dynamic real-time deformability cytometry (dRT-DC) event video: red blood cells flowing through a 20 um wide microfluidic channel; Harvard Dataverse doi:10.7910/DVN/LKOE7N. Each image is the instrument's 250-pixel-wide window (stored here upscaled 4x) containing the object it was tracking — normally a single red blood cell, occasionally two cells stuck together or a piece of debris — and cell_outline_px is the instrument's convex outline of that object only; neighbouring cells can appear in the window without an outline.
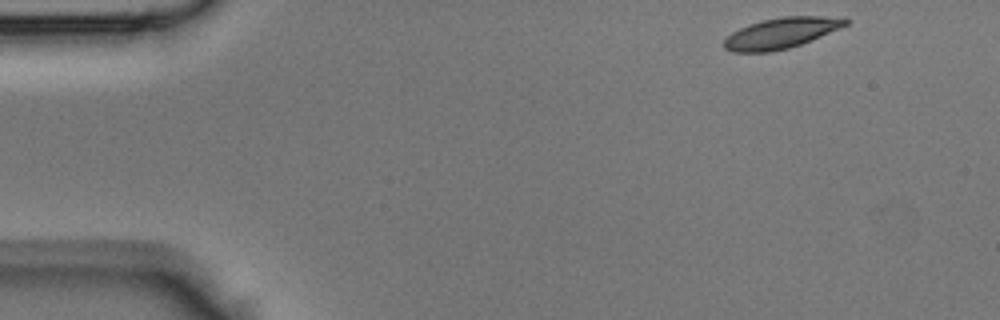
{"species": "Egyptian fruit bat (a non-hibernating species)", "species_latin": "Rousettus aegyptiacus", "temperature_condition": "room temperature", "stored_images_in_passage": 40, "camera_frame_rate_fps": 3000, "um_per_image_px": 0.085, "animal": {"sex": "male"}, "frame": {"image": 1, "passage_image": 1, "time_ms": 0.0, "image_size_px": [1000, 320], "cell_outline_px": [[848, 24], [800, 44], [788, 48], [772, 52], [732, 52], [724, 48], [724, 40], [732, 32], [748, 24], [780, 16], [820, 16], [848, 20]], "centroid_in_image_um": [66.31, 2.82], "position_along_channel_um": 18.7, "area_um2": 21.27}}
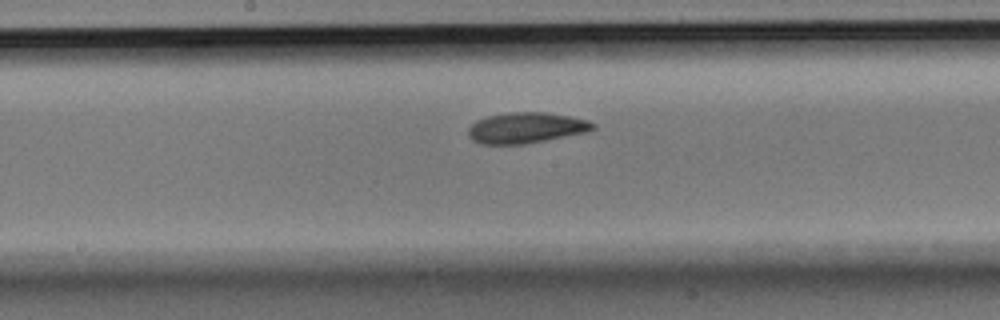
{"frame": {"image": 2, "passage_image": 19, "time_ms": 6.0, "image_size_px": [1000, 320], "cell_outline_px": [[596, 128], [588, 132], [524, 144], [480, 144], [472, 140], [468, 136], [468, 128], [476, 120], [488, 116], [508, 112], [544, 112], [568, 116], [588, 120], [596, 124]], "centroid_in_image_um": [44.71, 10.86], "position_along_channel_um": 203.5, "area_um2": 22.43}}
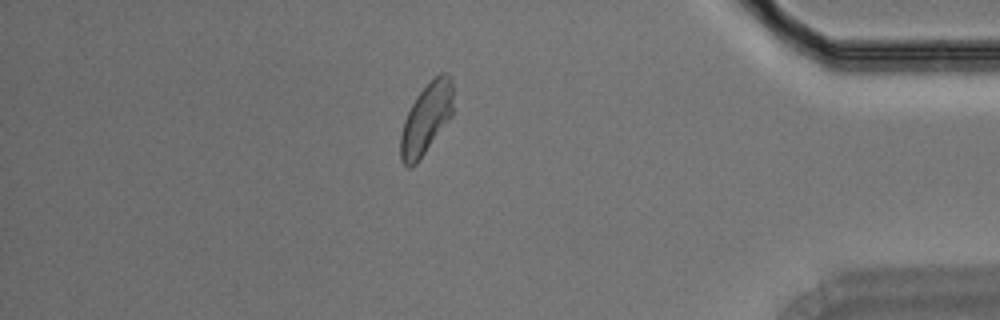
{"frame": {"image": 3, "passage_image": 34, "time_ms": 11.0, "image_size_px": [1000, 320], "cell_outline_px": [[452, 116], [416, 164], [412, 168], [408, 168], [400, 160], [400, 136], [404, 120], [416, 96], [440, 72], [448, 72], [452, 76]], "centroid_in_image_um": [36.23, 10.1], "position_along_channel_um": 399.0, "area_um2": 21.62}}